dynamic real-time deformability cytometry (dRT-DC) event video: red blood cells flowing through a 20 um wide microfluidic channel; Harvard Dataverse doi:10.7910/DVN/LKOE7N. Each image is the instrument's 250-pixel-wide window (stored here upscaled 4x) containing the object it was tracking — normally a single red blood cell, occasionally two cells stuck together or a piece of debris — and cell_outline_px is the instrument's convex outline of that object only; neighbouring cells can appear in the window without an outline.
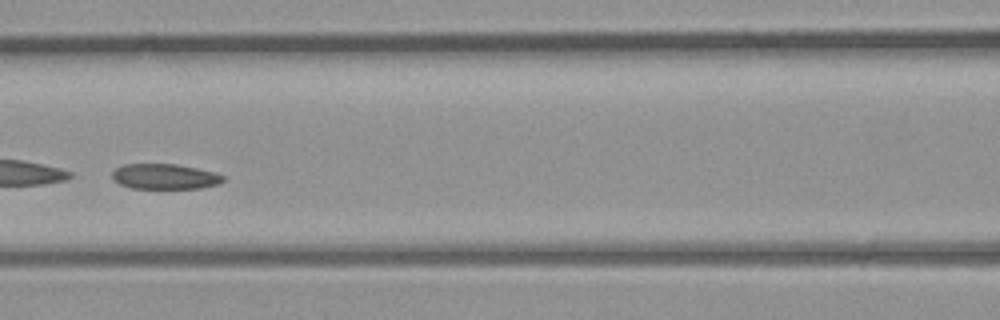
{"species": "common noctule bat (a hibernating species)", "species_latin": "Nyctalus noctula", "temperature_condition": "room temperature", "stored_images_in_passage": 34, "camera_frame_rate_fps": 3000, "um_per_image_px": 0.085, "animal": {"sex": "male", "body_mass_g": 23.1, "forearm_length_mm": 52.7}, "frame": {"image": 1, "passage_image": 15, "time_ms": 4.667, "image_size_px": [1000, 320], "cell_outline_px": [[224, 180], [220, 184], [200, 188], [132, 188], [120, 184], [112, 180], [112, 172], [116, 168], [124, 164], [176, 164], [216, 172], [224, 176]], "centroid_in_image_um": [14.01, 15.0], "position_along_channel_um": 152.6, "area_um2": 16.42}}
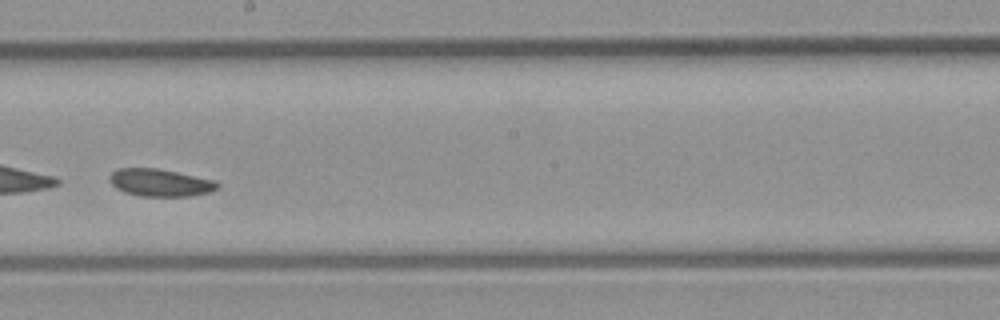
{"frame": {"image": 2, "passage_image": 20, "time_ms": 6.333, "image_size_px": [1000, 320], "cell_outline_px": [[220, 188], [208, 192], [188, 196], [140, 196], [124, 192], [116, 188], [108, 180], [108, 176], [112, 172], [120, 168], [156, 168], [216, 180], [220, 184]], "centroid_in_image_um": [13.61, 15.52], "position_along_channel_um": 234.6, "area_um2": 17.28}}
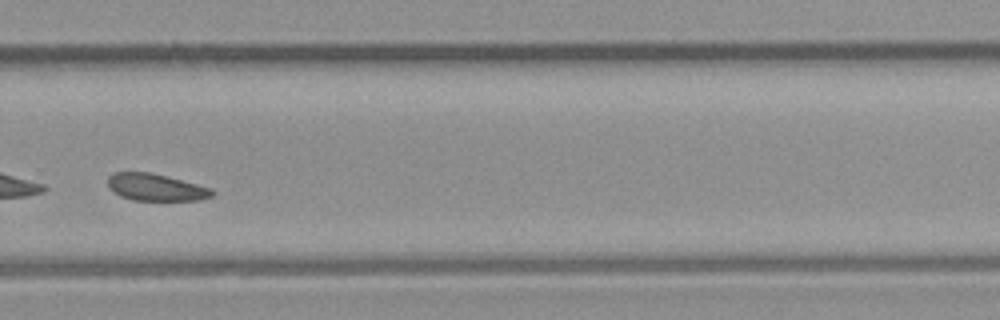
{"frame": {"image": 3, "passage_image": 25, "time_ms": 8.0, "image_size_px": [1000, 320], "cell_outline_px": [[216, 192], [212, 196], [200, 200], [132, 200], [120, 196], [112, 192], [108, 188], [108, 176], [112, 172], [152, 172], [212, 188]], "centroid_in_image_um": [13.22, 15.92], "position_along_channel_um": 316.6, "area_um2": 16.65}}